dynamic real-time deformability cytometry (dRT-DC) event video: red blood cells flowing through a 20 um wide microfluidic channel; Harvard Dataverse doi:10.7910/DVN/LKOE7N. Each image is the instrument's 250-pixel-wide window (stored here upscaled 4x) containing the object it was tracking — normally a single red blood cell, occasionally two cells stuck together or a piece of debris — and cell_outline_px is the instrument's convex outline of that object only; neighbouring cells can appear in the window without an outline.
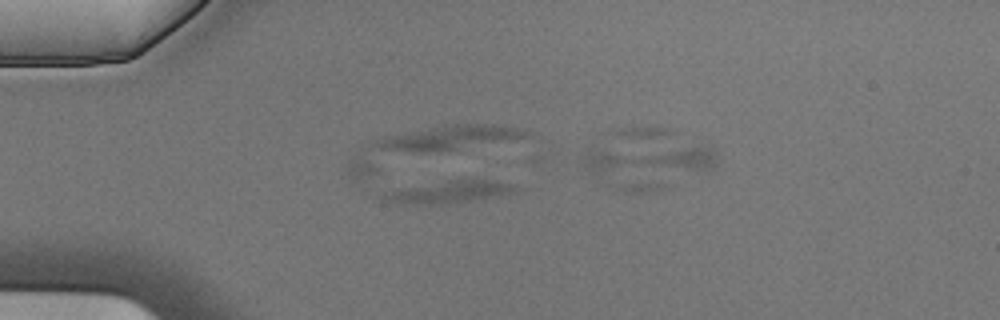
{"species": "Egyptian fruit bat (a non-hibernating species)", "species_latin": "Rousettus aegyptiacus", "temperature_condition": "cold", "stored_images_in_passage": 4, "camera_frame_rate_fps": 3000, "um_per_image_px": 0.085, "animal": {"sex": "male"}, "frame": {"image": 1, "passage_image": 3, "time_ms": 0.667, "image_size_px": [1000, 320], "cell_outline_px": [[520, 188], [512, 192], [472, 200], [444, 204], [396, 204], [380, 200], [376, 196], [376, 192], [468, 176], [472, 176], [516, 184]], "centroid_in_image_um": [38.02, 16.27], "position_along_channel_um": 47.0, "area_um2": 18.32}}